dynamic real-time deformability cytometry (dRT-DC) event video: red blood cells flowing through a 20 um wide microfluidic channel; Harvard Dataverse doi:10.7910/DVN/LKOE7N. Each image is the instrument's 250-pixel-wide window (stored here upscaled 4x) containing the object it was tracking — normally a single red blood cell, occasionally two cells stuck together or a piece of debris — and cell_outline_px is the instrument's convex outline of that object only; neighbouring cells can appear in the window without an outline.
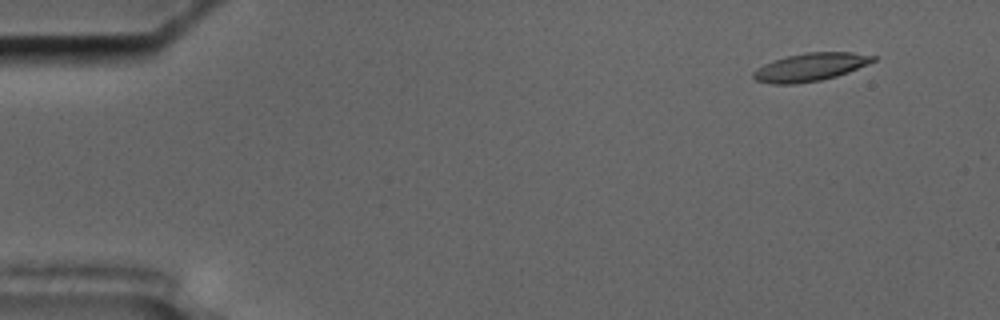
{"species": "common noctule bat (a hibernating species)", "species_latin": "Nyctalus noctula", "temperature_condition": "cold", "stored_images_in_passage": 57, "camera_frame_rate_fps": 3000, "um_per_image_px": 0.085, "animal": {"sex": "male", "body_mass_g": 17.5, "forearm_length_mm": 52.3}, "frame": {"image": 1, "passage_image": 5, "time_ms": 1.333, "image_size_px": [1000, 320], "cell_outline_px": [[876, 60], [848, 72], [836, 76], [820, 80], [796, 84], [772, 84], [756, 80], [752, 76], [752, 72], [756, 68], [772, 60], [804, 52], [852, 52], [876, 56]], "centroid_in_image_um": [68.84, 5.7], "position_along_channel_um": 16.2, "area_um2": 19.54}}
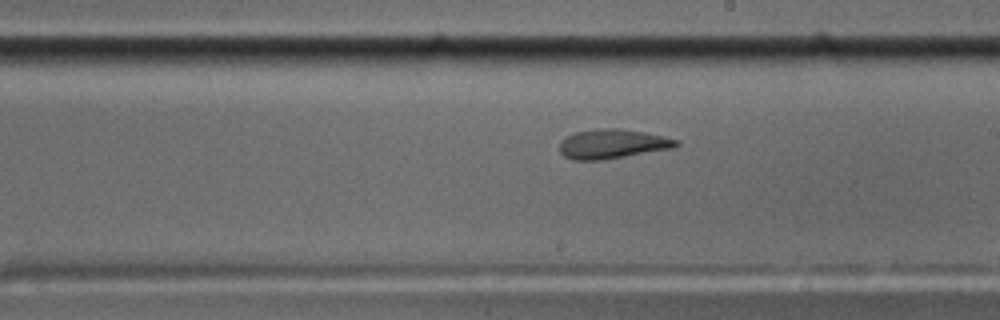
{"frame": {"image": 2, "passage_image": 33, "time_ms": 10.667, "image_size_px": [1000, 320], "cell_outline_px": [[680, 144], [676, 148], [604, 160], [572, 160], [564, 156], [560, 152], [560, 140], [576, 132], [596, 128], [620, 128], [644, 132], [664, 136], [680, 140]], "centroid_in_image_um": [52.1, 12.24], "position_along_channel_um": 236.9, "area_um2": 20.35}}
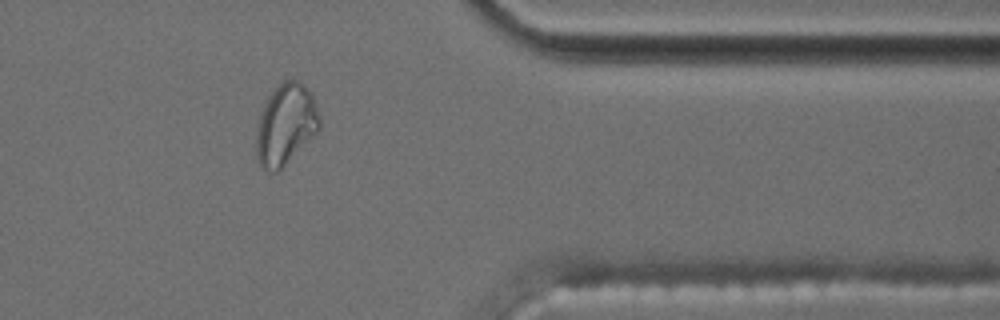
{"frame": {"image": 3, "passage_image": 47, "time_ms": 15.333, "image_size_px": [1000, 320], "cell_outline_px": [[320, 128], [276, 172], [264, 172], [256, 156], [256, 136], [260, 116], [264, 104], [272, 88], [284, 80], [300, 80], [308, 88], [316, 104], [320, 116]], "centroid_in_image_um": [24.27, 10.54], "position_along_channel_um": 387.1, "area_um2": 29.59}, "authors_computed_cell_mechanics": {"area_um2": 20.3456, "velocity_mm_per_s": 3.5328, "shape_relaxation_time_tau1_ms": null, "shape_relaxation_time_tau2_ms": 3.1457, "deformation_change_tau1": null, "deformation_change_tau2": 0.1106}}